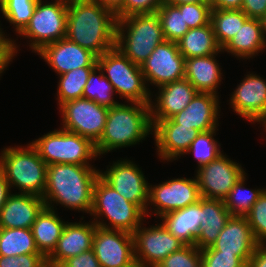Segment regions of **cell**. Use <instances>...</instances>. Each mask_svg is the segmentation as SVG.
<instances>
[{"label":"cell","instance_id":"11a10c76","mask_svg":"<svg viewBox=\"0 0 266 267\" xmlns=\"http://www.w3.org/2000/svg\"><path fill=\"white\" fill-rule=\"evenodd\" d=\"M201 3H205L211 7V9H214V0H199Z\"/></svg>","mask_w":266,"mask_h":267},{"label":"cell","instance_id":"9a60e30c","mask_svg":"<svg viewBox=\"0 0 266 267\" xmlns=\"http://www.w3.org/2000/svg\"><path fill=\"white\" fill-rule=\"evenodd\" d=\"M184 66L185 58L177 42L166 40L157 45L140 65L147 88L149 84L156 88L185 78Z\"/></svg>","mask_w":266,"mask_h":267},{"label":"cell","instance_id":"3957f363","mask_svg":"<svg viewBox=\"0 0 266 267\" xmlns=\"http://www.w3.org/2000/svg\"><path fill=\"white\" fill-rule=\"evenodd\" d=\"M152 132L150 104L128 102L109 108L104 132L95 144L98 159L117 149L135 146Z\"/></svg>","mask_w":266,"mask_h":267},{"label":"cell","instance_id":"6f0895ef","mask_svg":"<svg viewBox=\"0 0 266 267\" xmlns=\"http://www.w3.org/2000/svg\"><path fill=\"white\" fill-rule=\"evenodd\" d=\"M262 123V127H264L263 129L266 130V118L261 122ZM266 132V131H265Z\"/></svg>","mask_w":266,"mask_h":267},{"label":"cell","instance_id":"4316f807","mask_svg":"<svg viewBox=\"0 0 266 267\" xmlns=\"http://www.w3.org/2000/svg\"><path fill=\"white\" fill-rule=\"evenodd\" d=\"M164 227L185 245H195L200 234L201 199L187 207L161 216Z\"/></svg>","mask_w":266,"mask_h":267},{"label":"cell","instance_id":"484cf974","mask_svg":"<svg viewBox=\"0 0 266 267\" xmlns=\"http://www.w3.org/2000/svg\"><path fill=\"white\" fill-rule=\"evenodd\" d=\"M266 49L262 21L248 18L236 35L222 48L223 52L236 58L249 60Z\"/></svg>","mask_w":266,"mask_h":267},{"label":"cell","instance_id":"4fadbf2b","mask_svg":"<svg viewBox=\"0 0 266 267\" xmlns=\"http://www.w3.org/2000/svg\"><path fill=\"white\" fill-rule=\"evenodd\" d=\"M202 198L223 200L238 180L246 174L241 164L231 160L224 152L195 171Z\"/></svg>","mask_w":266,"mask_h":267},{"label":"cell","instance_id":"ee69618b","mask_svg":"<svg viewBox=\"0 0 266 267\" xmlns=\"http://www.w3.org/2000/svg\"><path fill=\"white\" fill-rule=\"evenodd\" d=\"M0 267H48L43 254H22L19 256H1Z\"/></svg>","mask_w":266,"mask_h":267},{"label":"cell","instance_id":"9c48e42d","mask_svg":"<svg viewBox=\"0 0 266 267\" xmlns=\"http://www.w3.org/2000/svg\"><path fill=\"white\" fill-rule=\"evenodd\" d=\"M67 16L68 0H38L33 16L18 36L30 39L28 46L37 53L46 44L65 38Z\"/></svg>","mask_w":266,"mask_h":267},{"label":"cell","instance_id":"bcb514c9","mask_svg":"<svg viewBox=\"0 0 266 267\" xmlns=\"http://www.w3.org/2000/svg\"><path fill=\"white\" fill-rule=\"evenodd\" d=\"M241 10L249 18L261 20L266 15V0H243Z\"/></svg>","mask_w":266,"mask_h":267},{"label":"cell","instance_id":"277c9868","mask_svg":"<svg viewBox=\"0 0 266 267\" xmlns=\"http://www.w3.org/2000/svg\"><path fill=\"white\" fill-rule=\"evenodd\" d=\"M47 164L31 144L7 146L0 153V170L10 190L43 196L46 187ZM17 187V188H16Z\"/></svg>","mask_w":266,"mask_h":267},{"label":"cell","instance_id":"52a82bcc","mask_svg":"<svg viewBox=\"0 0 266 267\" xmlns=\"http://www.w3.org/2000/svg\"><path fill=\"white\" fill-rule=\"evenodd\" d=\"M97 65L120 98L127 102L150 104L153 92L147 88L140 65L133 63L118 48L98 56Z\"/></svg>","mask_w":266,"mask_h":267},{"label":"cell","instance_id":"4dcf8cb0","mask_svg":"<svg viewBox=\"0 0 266 267\" xmlns=\"http://www.w3.org/2000/svg\"><path fill=\"white\" fill-rule=\"evenodd\" d=\"M42 254L36 247L33 233L27 228H0V255Z\"/></svg>","mask_w":266,"mask_h":267},{"label":"cell","instance_id":"d4e9b609","mask_svg":"<svg viewBox=\"0 0 266 267\" xmlns=\"http://www.w3.org/2000/svg\"><path fill=\"white\" fill-rule=\"evenodd\" d=\"M217 55L185 58V78L198 92L219 94L217 92L224 75Z\"/></svg>","mask_w":266,"mask_h":267},{"label":"cell","instance_id":"44dd1931","mask_svg":"<svg viewBox=\"0 0 266 267\" xmlns=\"http://www.w3.org/2000/svg\"><path fill=\"white\" fill-rule=\"evenodd\" d=\"M95 229L93 221H67L56 248L47 257V266L59 267L68 258L92 249Z\"/></svg>","mask_w":266,"mask_h":267},{"label":"cell","instance_id":"7dc6e473","mask_svg":"<svg viewBox=\"0 0 266 267\" xmlns=\"http://www.w3.org/2000/svg\"><path fill=\"white\" fill-rule=\"evenodd\" d=\"M247 267H266V244H258Z\"/></svg>","mask_w":266,"mask_h":267},{"label":"cell","instance_id":"c3c4849f","mask_svg":"<svg viewBox=\"0 0 266 267\" xmlns=\"http://www.w3.org/2000/svg\"><path fill=\"white\" fill-rule=\"evenodd\" d=\"M243 0H214V9L241 10Z\"/></svg>","mask_w":266,"mask_h":267},{"label":"cell","instance_id":"d6a6232c","mask_svg":"<svg viewBox=\"0 0 266 267\" xmlns=\"http://www.w3.org/2000/svg\"><path fill=\"white\" fill-rule=\"evenodd\" d=\"M95 67H81L59 75L57 86L58 108L68 101L82 98L89 74Z\"/></svg>","mask_w":266,"mask_h":267},{"label":"cell","instance_id":"603a6c76","mask_svg":"<svg viewBox=\"0 0 266 267\" xmlns=\"http://www.w3.org/2000/svg\"><path fill=\"white\" fill-rule=\"evenodd\" d=\"M219 95L198 92L185 109L171 119L182 126L201 132L217 129L220 118Z\"/></svg>","mask_w":266,"mask_h":267},{"label":"cell","instance_id":"1f68e13d","mask_svg":"<svg viewBox=\"0 0 266 267\" xmlns=\"http://www.w3.org/2000/svg\"><path fill=\"white\" fill-rule=\"evenodd\" d=\"M248 18L242 10L212 9L210 23L218 45L223 48Z\"/></svg>","mask_w":266,"mask_h":267},{"label":"cell","instance_id":"f907efd6","mask_svg":"<svg viewBox=\"0 0 266 267\" xmlns=\"http://www.w3.org/2000/svg\"><path fill=\"white\" fill-rule=\"evenodd\" d=\"M102 7L116 15L124 6L125 0H95Z\"/></svg>","mask_w":266,"mask_h":267},{"label":"cell","instance_id":"cb8c5ba5","mask_svg":"<svg viewBox=\"0 0 266 267\" xmlns=\"http://www.w3.org/2000/svg\"><path fill=\"white\" fill-rule=\"evenodd\" d=\"M44 207L41 196L12 192L0 211V228L31 229Z\"/></svg>","mask_w":266,"mask_h":267},{"label":"cell","instance_id":"ac0fdd59","mask_svg":"<svg viewBox=\"0 0 266 267\" xmlns=\"http://www.w3.org/2000/svg\"><path fill=\"white\" fill-rule=\"evenodd\" d=\"M37 54L58 76L73 69L97 66L98 56L96 54L66 37L46 44Z\"/></svg>","mask_w":266,"mask_h":267},{"label":"cell","instance_id":"f6af8a7d","mask_svg":"<svg viewBox=\"0 0 266 267\" xmlns=\"http://www.w3.org/2000/svg\"><path fill=\"white\" fill-rule=\"evenodd\" d=\"M59 267H101L93 249L82 252L64 261Z\"/></svg>","mask_w":266,"mask_h":267},{"label":"cell","instance_id":"5bb4252c","mask_svg":"<svg viewBox=\"0 0 266 267\" xmlns=\"http://www.w3.org/2000/svg\"><path fill=\"white\" fill-rule=\"evenodd\" d=\"M121 158L99 170V176L126 200L138 205L145 213L148 205L149 183L143 171L130 159ZM110 167V168H109Z\"/></svg>","mask_w":266,"mask_h":267},{"label":"cell","instance_id":"8d00e7d4","mask_svg":"<svg viewBox=\"0 0 266 267\" xmlns=\"http://www.w3.org/2000/svg\"><path fill=\"white\" fill-rule=\"evenodd\" d=\"M38 0H2L0 13L12 24L14 31L19 34L33 16Z\"/></svg>","mask_w":266,"mask_h":267},{"label":"cell","instance_id":"f1b7e54d","mask_svg":"<svg viewBox=\"0 0 266 267\" xmlns=\"http://www.w3.org/2000/svg\"><path fill=\"white\" fill-rule=\"evenodd\" d=\"M56 212L45 206L31 227L36 247L46 258L56 248L67 223Z\"/></svg>","mask_w":266,"mask_h":267},{"label":"cell","instance_id":"836d02e7","mask_svg":"<svg viewBox=\"0 0 266 267\" xmlns=\"http://www.w3.org/2000/svg\"><path fill=\"white\" fill-rule=\"evenodd\" d=\"M247 173L244 174L224 199V204L231 215L246 216L266 188H245Z\"/></svg>","mask_w":266,"mask_h":267},{"label":"cell","instance_id":"83f0119b","mask_svg":"<svg viewBox=\"0 0 266 267\" xmlns=\"http://www.w3.org/2000/svg\"><path fill=\"white\" fill-rule=\"evenodd\" d=\"M230 217L223 200L201 198L202 221L195 246L200 250L212 246Z\"/></svg>","mask_w":266,"mask_h":267},{"label":"cell","instance_id":"30bf717a","mask_svg":"<svg viewBox=\"0 0 266 267\" xmlns=\"http://www.w3.org/2000/svg\"><path fill=\"white\" fill-rule=\"evenodd\" d=\"M201 198L196 177L193 179L184 177L168 179L153 186L149 183L148 205L145 214L147 217L152 216L151 211L155 217L160 218L166 213L195 204ZM151 206L153 208L148 209Z\"/></svg>","mask_w":266,"mask_h":267},{"label":"cell","instance_id":"e0dca14e","mask_svg":"<svg viewBox=\"0 0 266 267\" xmlns=\"http://www.w3.org/2000/svg\"><path fill=\"white\" fill-rule=\"evenodd\" d=\"M248 73L230 94L229 104L240 118L261 124L266 118V79Z\"/></svg>","mask_w":266,"mask_h":267},{"label":"cell","instance_id":"ffe728a7","mask_svg":"<svg viewBox=\"0 0 266 267\" xmlns=\"http://www.w3.org/2000/svg\"><path fill=\"white\" fill-rule=\"evenodd\" d=\"M259 243L255 240L246 216H233L227 220L217 240L204 249H216L234 254L246 264Z\"/></svg>","mask_w":266,"mask_h":267},{"label":"cell","instance_id":"7c38bea8","mask_svg":"<svg viewBox=\"0 0 266 267\" xmlns=\"http://www.w3.org/2000/svg\"><path fill=\"white\" fill-rule=\"evenodd\" d=\"M144 226L142 223L132 233L137 267H156L168 255L185 246L162 223Z\"/></svg>","mask_w":266,"mask_h":267},{"label":"cell","instance_id":"b9f144b4","mask_svg":"<svg viewBox=\"0 0 266 267\" xmlns=\"http://www.w3.org/2000/svg\"><path fill=\"white\" fill-rule=\"evenodd\" d=\"M202 267H247V264L234 254L216 249H202Z\"/></svg>","mask_w":266,"mask_h":267},{"label":"cell","instance_id":"60d3db41","mask_svg":"<svg viewBox=\"0 0 266 267\" xmlns=\"http://www.w3.org/2000/svg\"><path fill=\"white\" fill-rule=\"evenodd\" d=\"M184 10V19L189 29L205 26L210 23L211 7L205 3L176 5Z\"/></svg>","mask_w":266,"mask_h":267},{"label":"cell","instance_id":"d590c367","mask_svg":"<svg viewBox=\"0 0 266 267\" xmlns=\"http://www.w3.org/2000/svg\"><path fill=\"white\" fill-rule=\"evenodd\" d=\"M166 41L177 42L189 30L184 19V10L176 5L164 3L157 11Z\"/></svg>","mask_w":266,"mask_h":267},{"label":"cell","instance_id":"7bdbcfd3","mask_svg":"<svg viewBox=\"0 0 266 267\" xmlns=\"http://www.w3.org/2000/svg\"><path fill=\"white\" fill-rule=\"evenodd\" d=\"M164 3L165 0H125L123 8L115 17L118 20L132 15L156 12Z\"/></svg>","mask_w":266,"mask_h":267},{"label":"cell","instance_id":"8fae6325","mask_svg":"<svg viewBox=\"0 0 266 267\" xmlns=\"http://www.w3.org/2000/svg\"><path fill=\"white\" fill-rule=\"evenodd\" d=\"M108 107L87 98L63 103L59 107L62 129L77 133L96 144L105 129Z\"/></svg>","mask_w":266,"mask_h":267},{"label":"cell","instance_id":"7402d4cb","mask_svg":"<svg viewBox=\"0 0 266 267\" xmlns=\"http://www.w3.org/2000/svg\"><path fill=\"white\" fill-rule=\"evenodd\" d=\"M155 99H151L150 110L152 124L157 121L170 119L175 114L183 111L198 91L186 79L167 83L160 87ZM154 101V102H153Z\"/></svg>","mask_w":266,"mask_h":267},{"label":"cell","instance_id":"e575fe53","mask_svg":"<svg viewBox=\"0 0 266 267\" xmlns=\"http://www.w3.org/2000/svg\"><path fill=\"white\" fill-rule=\"evenodd\" d=\"M97 65L89 74L82 97L97 104L111 108L120 102L114 100V89Z\"/></svg>","mask_w":266,"mask_h":267},{"label":"cell","instance_id":"db71d44e","mask_svg":"<svg viewBox=\"0 0 266 267\" xmlns=\"http://www.w3.org/2000/svg\"><path fill=\"white\" fill-rule=\"evenodd\" d=\"M165 2L172 5H182V4L197 3L199 2V0H165Z\"/></svg>","mask_w":266,"mask_h":267},{"label":"cell","instance_id":"ab89813d","mask_svg":"<svg viewBox=\"0 0 266 267\" xmlns=\"http://www.w3.org/2000/svg\"><path fill=\"white\" fill-rule=\"evenodd\" d=\"M246 218L255 240L259 244H266V189L253 204Z\"/></svg>","mask_w":266,"mask_h":267},{"label":"cell","instance_id":"9f6ffc18","mask_svg":"<svg viewBox=\"0 0 266 267\" xmlns=\"http://www.w3.org/2000/svg\"><path fill=\"white\" fill-rule=\"evenodd\" d=\"M261 21H262L264 36L266 39V15L261 19Z\"/></svg>","mask_w":266,"mask_h":267},{"label":"cell","instance_id":"f5cc1de1","mask_svg":"<svg viewBox=\"0 0 266 267\" xmlns=\"http://www.w3.org/2000/svg\"><path fill=\"white\" fill-rule=\"evenodd\" d=\"M10 47H0V76L7 69L8 65L12 62Z\"/></svg>","mask_w":266,"mask_h":267},{"label":"cell","instance_id":"ba28073f","mask_svg":"<svg viewBox=\"0 0 266 267\" xmlns=\"http://www.w3.org/2000/svg\"><path fill=\"white\" fill-rule=\"evenodd\" d=\"M31 144L47 165H92L90 161L98 157L95 144L90 139L62 128L44 133Z\"/></svg>","mask_w":266,"mask_h":267},{"label":"cell","instance_id":"8992f818","mask_svg":"<svg viewBox=\"0 0 266 267\" xmlns=\"http://www.w3.org/2000/svg\"><path fill=\"white\" fill-rule=\"evenodd\" d=\"M90 216H93L96 226L129 233H133L146 219L145 212L138 205L126 200L100 176L94 184Z\"/></svg>","mask_w":266,"mask_h":267},{"label":"cell","instance_id":"f546056e","mask_svg":"<svg viewBox=\"0 0 266 267\" xmlns=\"http://www.w3.org/2000/svg\"><path fill=\"white\" fill-rule=\"evenodd\" d=\"M177 45L184 58L202 57L223 52L216 41L211 23L189 29L177 41Z\"/></svg>","mask_w":266,"mask_h":267},{"label":"cell","instance_id":"5b68a950","mask_svg":"<svg viewBox=\"0 0 266 267\" xmlns=\"http://www.w3.org/2000/svg\"><path fill=\"white\" fill-rule=\"evenodd\" d=\"M164 41L157 11L117 20L115 47L137 65H141Z\"/></svg>","mask_w":266,"mask_h":267},{"label":"cell","instance_id":"2e32d148","mask_svg":"<svg viewBox=\"0 0 266 267\" xmlns=\"http://www.w3.org/2000/svg\"><path fill=\"white\" fill-rule=\"evenodd\" d=\"M92 249L101 267H137L132 233L96 226Z\"/></svg>","mask_w":266,"mask_h":267},{"label":"cell","instance_id":"d6986e66","mask_svg":"<svg viewBox=\"0 0 266 267\" xmlns=\"http://www.w3.org/2000/svg\"><path fill=\"white\" fill-rule=\"evenodd\" d=\"M200 132L192 127L175 123L171 118L157 121L153 125V136L157 146V156L172 162L185 155L191 142Z\"/></svg>","mask_w":266,"mask_h":267},{"label":"cell","instance_id":"f35d334b","mask_svg":"<svg viewBox=\"0 0 266 267\" xmlns=\"http://www.w3.org/2000/svg\"><path fill=\"white\" fill-rule=\"evenodd\" d=\"M156 267H202V253L195 245H185L163 259Z\"/></svg>","mask_w":266,"mask_h":267},{"label":"cell","instance_id":"681fc988","mask_svg":"<svg viewBox=\"0 0 266 267\" xmlns=\"http://www.w3.org/2000/svg\"><path fill=\"white\" fill-rule=\"evenodd\" d=\"M1 25V24H0ZM8 37V38H7ZM16 40L10 39L9 36H6L3 29L0 26V47H10L12 58L15 57L18 53L19 46L17 45Z\"/></svg>","mask_w":266,"mask_h":267},{"label":"cell","instance_id":"6da1fadb","mask_svg":"<svg viewBox=\"0 0 266 267\" xmlns=\"http://www.w3.org/2000/svg\"><path fill=\"white\" fill-rule=\"evenodd\" d=\"M99 169L93 165L50 164L47 166L46 187L42 196L45 206L55 210L62 205L70 210L90 214L93 188Z\"/></svg>","mask_w":266,"mask_h":267},{"label":"cell","instance_id":"74e56055","mask_svg":"<svg viewBox=\"0 0 266 267\" xmlns=\"http://www.w3.org/2000/svg\"><path fill=\"white\" fill-rule=\"evenodd\" d=\"M218 130L217 128L207 132H201L191 142L185 155H194V159L198 162L197 168L208 164L222 154L223 151L220 149L221 144L214 138Z\"/></svg>","mask_w":266,"mask_h":267},{"label":"cell","instance_id":"7a4b0ae2","mask_svg":"<svg viewBox=\"0 0 266 267\" xmlns=\"http://www.w3.org/2000/svg\"><path fill=\"white\" fill-rule=\"evenodd\" d=\"M115 15L95 0H68L66 38L101 56L115 47Z\"/></svg>","mask_w":266,"mask_h":267},{"label":"cell","instance_id":"816d5d0a","mask_svg":"<svg viewBox=\"0 0 266 267\" xmlns=\"http://www.w3.org/2000/svg\"><path fill=\"white\" fill-rule=\"evenodd\" d=\"M11 193L9 184L6 181L3 172L0 170V211Z\"/></svg>","mask_w":266,"mask_h":267}]
</instances>
